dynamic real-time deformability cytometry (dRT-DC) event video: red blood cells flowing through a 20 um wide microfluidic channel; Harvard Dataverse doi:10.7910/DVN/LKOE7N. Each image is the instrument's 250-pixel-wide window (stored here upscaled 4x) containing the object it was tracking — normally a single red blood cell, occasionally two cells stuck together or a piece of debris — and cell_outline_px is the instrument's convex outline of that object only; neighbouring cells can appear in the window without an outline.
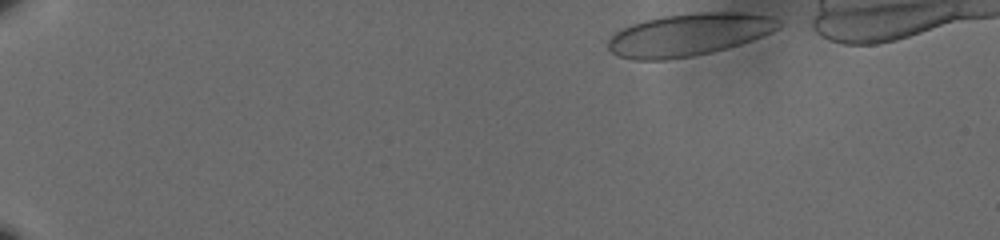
{"species": "human", "species_latin": "Homo sapiens", "temperature_condition": "cold", "stored_images_in_passage": 50, "camera_frame_rate_fps": 3000, "um_per_image_px": 0.085, "donor": {"sex": "male"}, "frame": {"image": 1, "passage_image": 1, "time_ms": 0.0, "image_size_px": [1000, 240], "cell_outline_px": [[784, 24], [772, 32], [752, 40], [740, 44], [712, 52], [692, 56], [664, 60], [636, 60], [616, 56], [608, 48], [608, 40], [616, 32], [632, 24], [644, 20], [664, 16], [696, 12], [748, 12], [772, 16], [780, 20]], "centroid_in_image_um": [58.59, 2.94], "position_along_channel_um": 26.4, "area_um2": 42.37}}
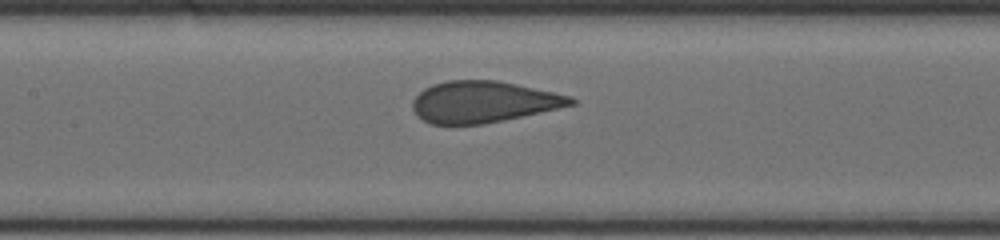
{"frame": {"image": 2, "passage_image": 23, "time_ms": 7.333, "image_size_px": [1000, 240], "cell_outline_px": [[576, 104], [504, 120], [484, 124], [432, 124], [416, 116], [412, 108], [412, 100], [424, 88], [432, 84], [448, 80], [496, 80], [516, 84], [572, 96], [576, 100]], "centroid_in_image_um": [41.06, 8.66], "position_along_channel_um": 166.3, "area_um2": 38.15}}
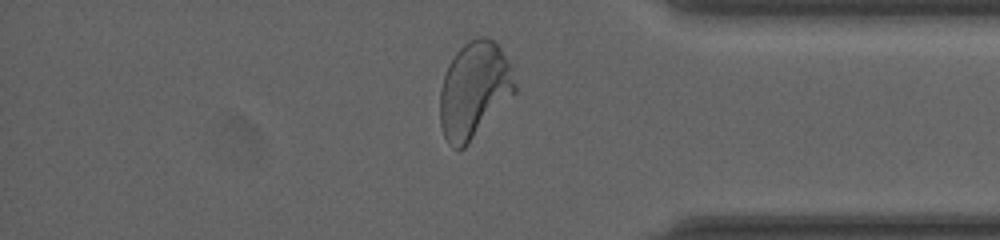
{"frame": {"image": 3, "passage_image": 43, "time_ms": 14.0, "image_size_px": [1000, 240], "cell_outline_px": [[516, 92], [468, 144], [464, 148], [452, 148], [448, 144], [444, 136], [440, 124], [440, 92], [444, 76], [448, 64], [456, 52], [468, 40], [480, 36], [484, 36], [492, 40], [500, 48], [508, 60], [516, 84]], "centroid_in_image_um": [40.29, 7.65], "position_along_channel_um": 394.9, "area_um2": 41.85}}